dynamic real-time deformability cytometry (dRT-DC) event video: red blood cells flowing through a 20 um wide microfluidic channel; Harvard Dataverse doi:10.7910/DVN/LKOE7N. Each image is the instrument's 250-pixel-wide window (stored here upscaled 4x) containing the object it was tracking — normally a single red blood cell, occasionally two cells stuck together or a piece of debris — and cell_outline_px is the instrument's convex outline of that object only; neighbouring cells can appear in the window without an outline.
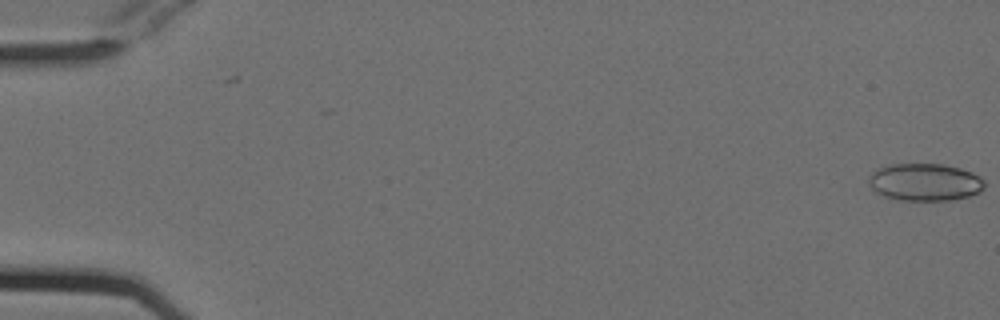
{"species": "Egyptian fruit bat (a non-hibernating species)", "species_latin": "Rousettus aegyptiacus", "temperature_condition": "cold", "stored_images_in_passage": 54, "camera_frame_rate_fps": 3000, "um_per_image_px": 0.085, "animal": {"sex": "female"}, "frame": {"image": 1, "passage_image": 1, "time_ms": 0.0, "image_size_px": [1000, 320], "cell_outline_px": [[984, 188], [968, 196], [952, 200], [896, 200], [872, 192], [868, 184], [868, 176], [876, 168], [888, 164], [944, 164], [960, 168], [972, 172], [980, 176], [984, 180]], "centroid_in_image_um": [78.54, 15.47], "position_along_channel_um": 6.5, "area_um2": 25.61}}
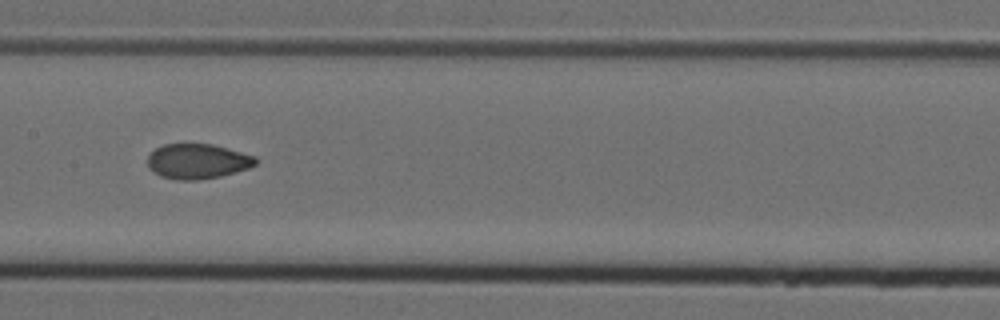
{"frame": {"image": 2, "passage_image": 28, "time_ms": 9.0, "image_size_px": [1000, 320], "cell_outline_px": [[256, 164], [248, 168], [220, 176], [200, 180], [176, 180], [160, 176], [148, 168], [148, 156], [156, 148], [164, 144], [212, 144], [256, 156]], "centroid_in_image_um": [16.77, 13.72], "position_along_channel_um": 190.6, "area_um2": 21.96}}
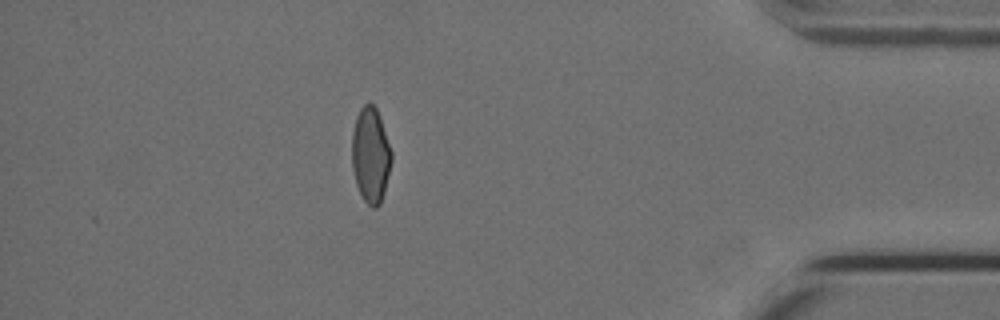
{"frame": {"image": 3, "passage_image": 48, "time_ms": 15.667, "image_size_px": [1000, 320], "cell_outline_px": [[392, 160], [384, 192], [380, 204], [376, 208], [372, 208], [364, 200], [356, 184], [352, 168], [352, 132], [356, 116], [360, 108], [368, 100], [376, 108], [392, 152]], "centroid_in_image_um": [31.49, 13.17], "position_along_channel_um": 403.7, "area_um2": 21.96}, "authors_computed_cell_mechanics": {"area_um2": 22.7154, "velocity_mm_per_s": 3.7938, "shape_relaxation_time_tau1_ms": null, "shape_relaxation_time_tau2_ms": 1.3493, "deformation_change_tau1": null, "deformation_change_tau2": 0.0638}}